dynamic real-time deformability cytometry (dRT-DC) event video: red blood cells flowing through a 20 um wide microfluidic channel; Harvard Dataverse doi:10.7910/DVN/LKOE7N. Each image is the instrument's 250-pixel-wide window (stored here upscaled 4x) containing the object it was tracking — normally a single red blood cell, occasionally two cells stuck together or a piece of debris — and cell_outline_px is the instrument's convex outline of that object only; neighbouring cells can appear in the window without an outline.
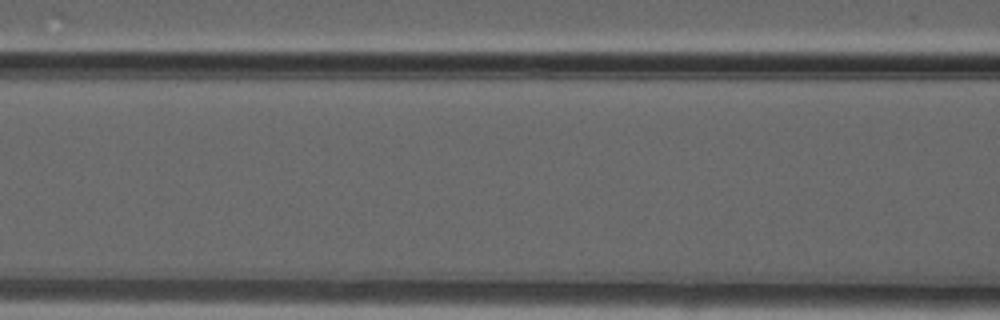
{"species": "common noctule bat (a hibernating species)", "species_latin": "Nyctalus noctula", "temperature_condition": "warm", "stored_images_in_passage": 4, "camera_frame_rate_fps": 3000, "um_per_image_px": 0.085, "animal": {"sex": "male", "forearm_length_mm": 52.5}, "frame": {"image": 1, "passage_image": 4, "time_ms": 1.0, "image_size_px": [1000, 320], "cell_outline_px": [[740, 124], [732, 128], [616, 128], [600, 116], [688, 112], [712, 112], [740, 116]], "centroid_in_image_um": [57.35, 10.25], "position_along_channel_um": 109.3, "area_um2": 13.7}}